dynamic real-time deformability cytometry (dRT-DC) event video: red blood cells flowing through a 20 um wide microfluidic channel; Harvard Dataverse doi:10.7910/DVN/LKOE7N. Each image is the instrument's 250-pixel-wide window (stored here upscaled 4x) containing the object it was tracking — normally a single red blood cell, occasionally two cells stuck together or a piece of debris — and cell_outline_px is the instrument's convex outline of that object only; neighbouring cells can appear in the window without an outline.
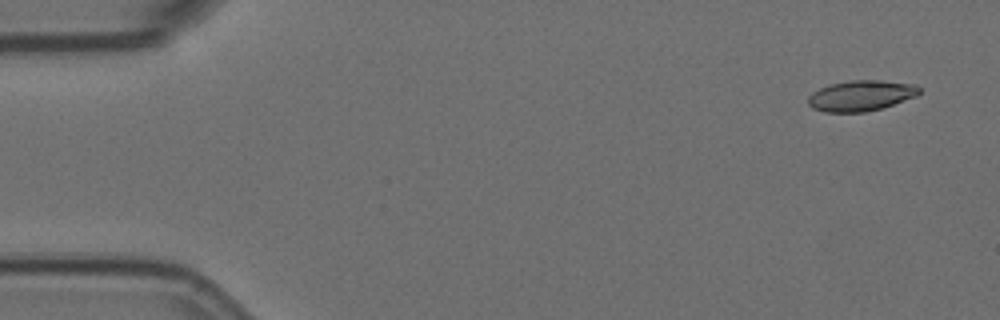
{"species": "Egyptian fruit bat (a non-hibernating species)", "species_latin": "Rousettus aegyptiacus", "temperature_condition": "room temperature", "stored_images_in_passage": 5, "camera_frame_rate_fps": 3000, "um_per_image_px": 0.085, "animal": {"sex": "female"}, "frame": {"image": 1, "passage_image": 1, "time_ms": 0.0, "image_size_px": [1000, 320], "cell_outline_px": [[920, 92], [916, 96], [880, 108], [864, 112], [824, 112], [812, 108], [808, 104], [808, 96], [812, 92], [828, 84], [852, 80], [880, 80], [916, 84], [920, 88]], "centroid_in_image_um": [73.15, 8.12], "position_along_channel_um": 11.8, "area_um2": 19.83}}
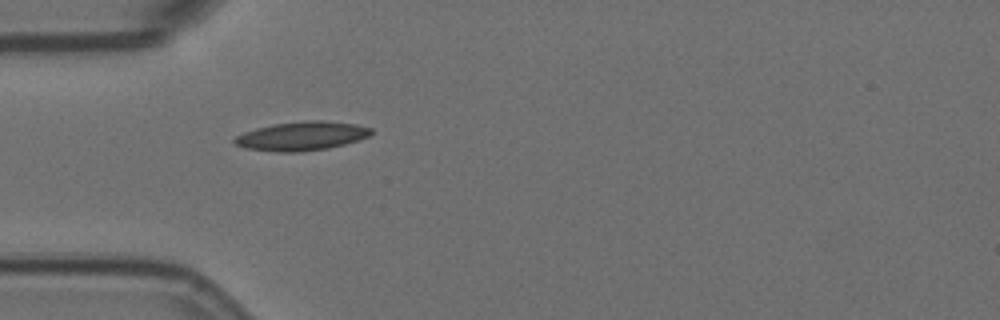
{"frame": {"image": 2, "passage_image": 5, "time_ms": 1.333, "image_size_px": [1000, 320], "cell_outline_px": [[372, 132], [368, 136], [344, 144], [328, 148], [300, 152], [276, 152], [244, 148], [236, 144], [232, 140], [236, 136], [244, 132], [256, 128], [272, 124], [304, 120], [320, 120], [356, 124], [372, 128]], "centroid_in_image_um": [25.61, 11.56], "position_along_channel_um": 59.4, "area_um2": 23.0}}